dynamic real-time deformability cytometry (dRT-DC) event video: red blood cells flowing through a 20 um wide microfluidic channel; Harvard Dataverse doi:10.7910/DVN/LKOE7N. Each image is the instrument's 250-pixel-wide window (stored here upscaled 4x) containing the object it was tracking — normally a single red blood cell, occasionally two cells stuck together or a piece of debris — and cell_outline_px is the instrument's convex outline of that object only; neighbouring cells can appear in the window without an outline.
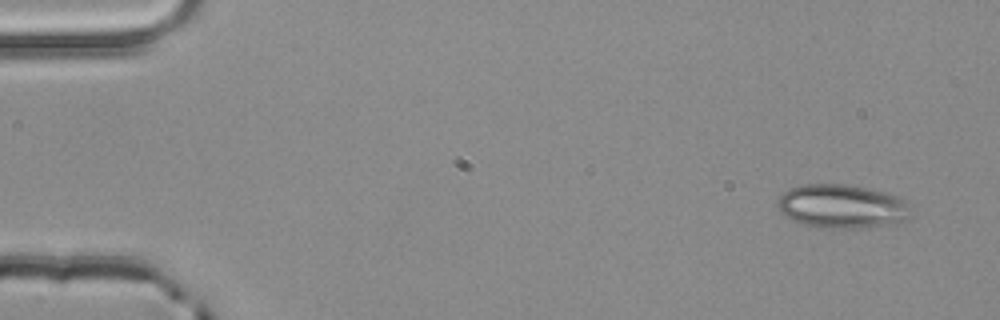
{"species": "common noctule bat (a hibernating species)", "species_latin": "Nyctalus noctula", "temperature_condition": "room temperature", "stored_images_in_passage": 4, "segment_of_instrument_passage": [1, 2], "camera_frame_rate_fps": 3000, "um_per_image_px": 0.085, "animal": {"sex": "male", "body_mass_g": 20.4}, "frame": {"image": 1, "passage_image": 1, "time_ms": 0.0, "image_size_px": [1000, 320], "cell_outline_px": [[912, 216], [908, 220], [896, 224], [852, 228], [820, 228], [800, 224], [784, 216], [780, 212], [780, 196], [784, 192], [800, 184], [844, 184], [868, 188], [900, 196], [908, 200]], "centroid_in_image_um": [71.64, 17.55], "position_along_channel_um": 13.4, "area_um2": 34.45}}